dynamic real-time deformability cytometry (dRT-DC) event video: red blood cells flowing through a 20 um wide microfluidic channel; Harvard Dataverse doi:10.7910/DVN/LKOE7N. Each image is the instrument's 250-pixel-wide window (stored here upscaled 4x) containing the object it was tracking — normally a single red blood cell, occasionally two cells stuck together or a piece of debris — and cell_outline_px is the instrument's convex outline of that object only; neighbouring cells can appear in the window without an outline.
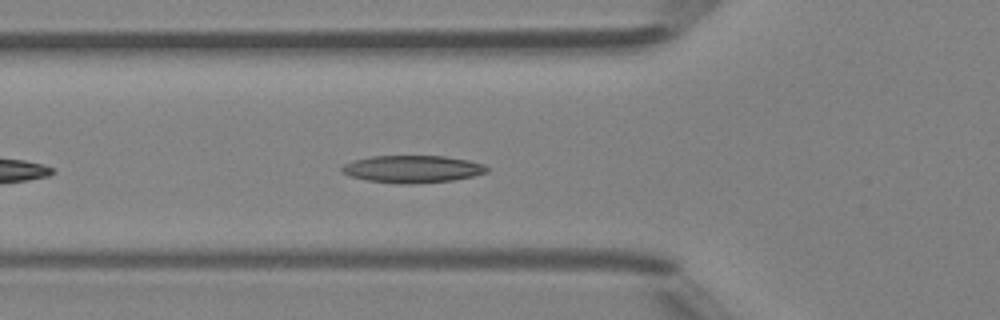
{"species": "Egyptian fruit bat (a non-hibernating species)", "species_latin": "Rousettus aegyptiacus", "temperature_condition": "room temperature", "stored_images_in_passage": 36, "camera_frame_rate_fps": 3000, "um_per_image_px": 0.085, "animal": {"sex": "female"}, "frame": {"image": 1, "passage_image": 6, "time_ms": 1.667, "image_size_px": [1000, 320], "cell_outline_px": [[488, 172], [472, 176], [452, 180], [412, 184], [400, 184], [368, 180], [348, 176], [340, 172], [340, 168], [344, 164], [356, 160], [372, 156], [444, 156], [468, 160], [484, 164], [488, 168]], "centroid_in_image_um": [35.04, 14.37], "position_along_channel_um": 90.8, "area_um2": 23.06}}